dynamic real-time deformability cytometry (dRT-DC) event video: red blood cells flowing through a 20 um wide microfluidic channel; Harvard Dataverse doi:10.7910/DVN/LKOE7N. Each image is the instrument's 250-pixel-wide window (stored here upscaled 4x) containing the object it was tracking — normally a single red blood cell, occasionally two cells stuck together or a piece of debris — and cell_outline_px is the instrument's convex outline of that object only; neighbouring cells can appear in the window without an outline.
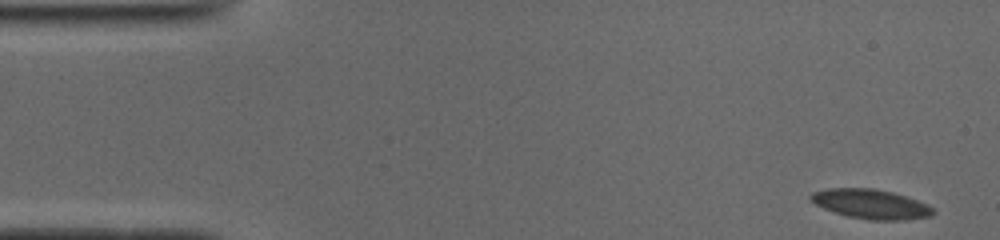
{"species": "common noctule bat (a hibernating species)", "species_latin": "Nyctalus noctula", "temperature_condition": "cold", "stored_images_in_passage": 53, "camera_frame_rate_fps": 3000, "um_per_image_px": 0.085, "animal": {"sex": "male", "body_mass_g": 19.0, "forearm_length_mm": 50.8}, "frame": {"image": 1, "passage_image": 1, "time_ms": 0.0, "image_size_px": [1000, 240], "cell_outline_px": [[936, 212], [928, 216], [904, 220], [872, 220], [848, 216], [824, 208], [816, 204], [808, 196], [812, 192], [828, 188], [872, 188], [892, 192], [916, 200], [932, 208]], "centroid_in_image_um": [73.99, 17.34], "position_along_channel_um": 11.0, "area_um2": 20.63}}
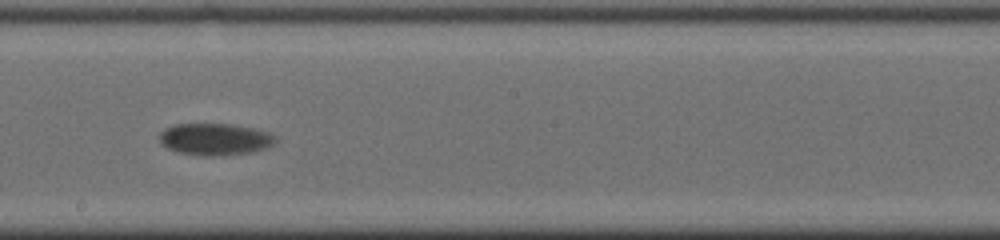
{"frame": {"image": 2, "passage_image": 28, "time_ms": 9.0, "image_size_px": [1000, 240], "cell_outline_px": [[276, 140], [272, 144], [264, 148], [252, 152], [216, 156], [204, 156], [180, 152], [168, 148], [160, 140], [160, 132], [164, 128], [176, 124], [232, 124], [252, 128], [268, 132], [276, 136]], "centroid_in_image_um": [18.28, 11.83], "position_along_channel_um": 229.9, "area_um2": 21.33}}
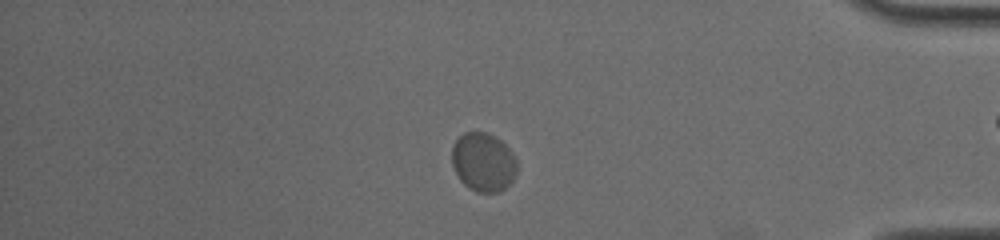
{"frame": {"image": 3, "passage_image": 44, "time_ms": 14.333, "image_size_px": [1000, 240], "cell_outline_px": [[516, 172], [512, 180], [500, 192], [476, 192], [468, 188], [460, 180], [452, 164], [452, 148], [456, 140], [464, 132], [488, 132], [496, 136], [516, 156]], "centroid_in_image_um": [41.08, 13.77], "position_along_channel_um": 394.1, "area_um2": 22.31}, "authors_computed_cell_mechanics": {"area_um2": 21.3282, "velocity_mm_per_s": 3.6965, "shape_relaxation_time_tau1_ms": 3.6091, "shape_relaxation_time_tau2_ms": null, "deformation_change_tau1": 0.0648, "deformation_change_tau2": null}}